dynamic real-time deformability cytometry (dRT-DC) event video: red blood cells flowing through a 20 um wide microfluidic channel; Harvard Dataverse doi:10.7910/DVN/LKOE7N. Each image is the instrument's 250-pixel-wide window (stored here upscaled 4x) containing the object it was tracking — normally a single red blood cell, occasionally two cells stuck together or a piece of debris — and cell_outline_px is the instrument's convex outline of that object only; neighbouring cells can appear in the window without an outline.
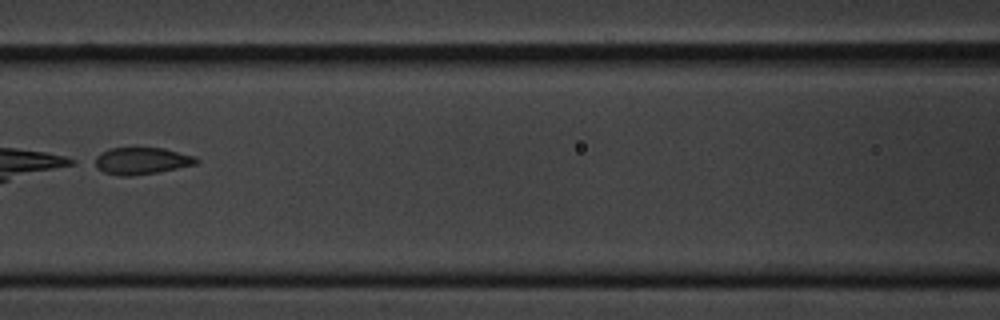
{"species": "common noctule bat (a hibernating species)", "species_latin": "Nyctalus noctula", "temperature_condition": "cold", "stored_images_in_passage": 10, "camera_frame_rate_fps": 3000, "um_per_image_px": 0.085, "animal": {"sex": "male", "body_mass_g": 20.1, "forearm_length_mm": 53.5}, "frame": {"image": 1, "passage_image": 7, "time_ms": 7.0, "image_size_px": [1000, 320], "cell_outline_px": [[200, 160], [196, 164], [156, 172], [132, 176], [120, 176], [104, 172], [88, 164], [88, 160], [112, 148], [164, 148], [196, 156]], "centroid_in_image_um": [11.95, 13.68], "position_along_channel_um": 154.7, "area_um2": 16.18}}